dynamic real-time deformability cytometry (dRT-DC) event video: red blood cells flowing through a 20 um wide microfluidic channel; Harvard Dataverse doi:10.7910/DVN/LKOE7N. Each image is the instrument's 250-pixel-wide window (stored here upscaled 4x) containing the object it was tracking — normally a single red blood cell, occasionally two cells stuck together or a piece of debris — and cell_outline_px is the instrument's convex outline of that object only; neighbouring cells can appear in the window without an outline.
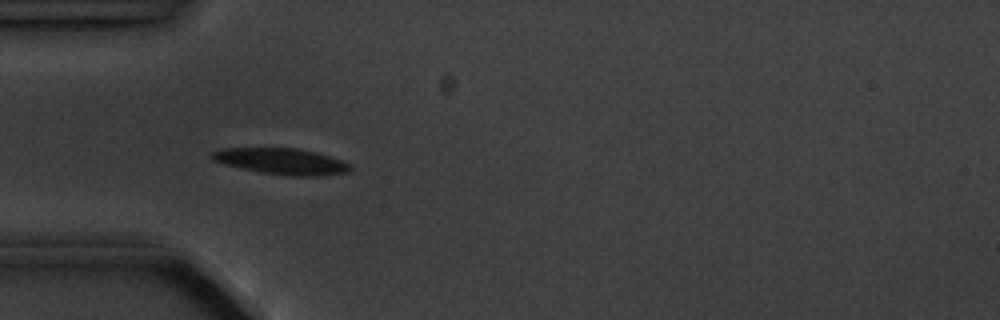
{"species": "common noctule bat (a hibernating species)", "species_latin": "Nyctalus noctula", "temperature_condition": "cold", "stored_images_in_passage": 5, "camera_frame_rate_fps": 3000, "um_per_image_px": 0.085, "animal": {"sex": "male", "body_mass_g": 20.1, "forearm_length_mm": 53.5}, "frame": {"image": 1, "passage_image": 4, "time_ms": 4.333, "image_size_px": [1000, 320], "cell_outline_px": [[352, 168], [348, 172], [320, 176], [288, 176], [260, 172], [224, 164], [212, 160], [208, 156], [212, 152], [220, 148], [296, 148], [316, 152], [340, 160], [348, 164]], "centroid_in_image_um": [23.88, 13.71], "position_along_channel_um": 61.1, "area_um2": 21.04}}